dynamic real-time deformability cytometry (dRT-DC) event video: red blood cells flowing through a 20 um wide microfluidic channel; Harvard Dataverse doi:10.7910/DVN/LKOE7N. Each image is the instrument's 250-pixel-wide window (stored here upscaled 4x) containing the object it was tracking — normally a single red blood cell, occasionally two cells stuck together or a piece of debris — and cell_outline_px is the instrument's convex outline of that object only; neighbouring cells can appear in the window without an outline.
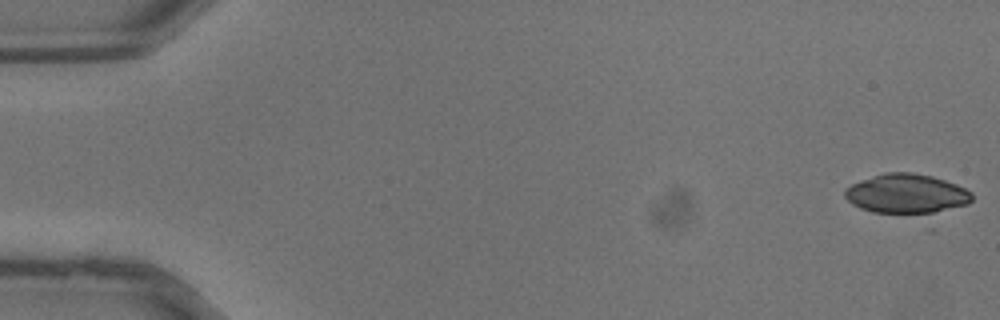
{"species": "common noctule bat (a hibernating species)", "species_latin": "Nyctalus noctula", "temperature_condition": "warm", "stored_images_in_passage": 37, "camera_frame_rate_fps": 3000, "um_per_image_px": 0.085, "animal": {"sex": "male", "body_mass_g": 13.3}, "frame": {"image": 1, "passage_image": 1, "time_ms": 0.0, "image_size_px": [1000, 320], "cell_outline_px": [[972, 200], [968, 204], [924, 216], [920, 216], [872, 212], [860, 208], [852, 204], [844, 196], [844, 188], [852, 184], [872, 176], [884, 172], [912, 172], [932, 176], [956, 184], [972, 192]], "centroid_in_image_um": [77.06, 16.5], "position_along_channel_um": 7.9, "area_um2": 30.0}}
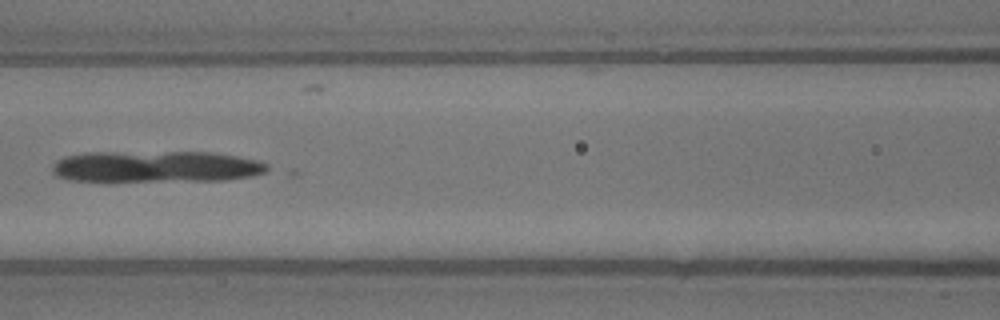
{"frame": {"image": 2, "passage_image": 17, "time_ms": 5.333, "image_size_px": [1000, 320], "cell_outline_px": [[268, 168], [264, 172], [252, 176], [224, 180], [72, 180], [56, 176], [52, 172], [52, 164], [56, 160], [64, 156], [84, 152], [212, 152], [260, 160], [268, 164]], "centroid_in_image_um": [13.25, 14.14], "position_along_channel_um": 153.3, "area_um2": 39.19}}
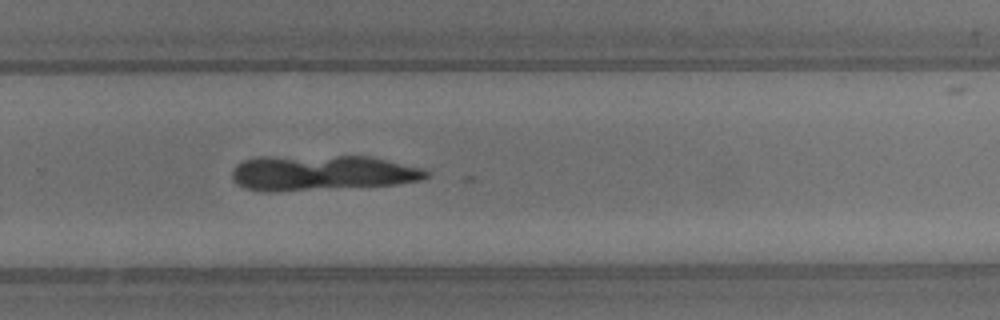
{"frame": {"image": 3, "passage_image": 25, "time_ms": 8.0, "image_size_px": [1000, 320], "cell_outline_px": [[432, 172], [428, 176], [420, 180], [396, 184], [276, 192], [264, 192], [244, 188], [236, 184], [232, 176], [232, 168], [236, 164], [244, 160], [256, 156], [368, 156], [424, 168]], "centroid_in_image_um": [27.31, 14.69], "position_along_channel_um": 302.5, "area_um2": 40.46}}